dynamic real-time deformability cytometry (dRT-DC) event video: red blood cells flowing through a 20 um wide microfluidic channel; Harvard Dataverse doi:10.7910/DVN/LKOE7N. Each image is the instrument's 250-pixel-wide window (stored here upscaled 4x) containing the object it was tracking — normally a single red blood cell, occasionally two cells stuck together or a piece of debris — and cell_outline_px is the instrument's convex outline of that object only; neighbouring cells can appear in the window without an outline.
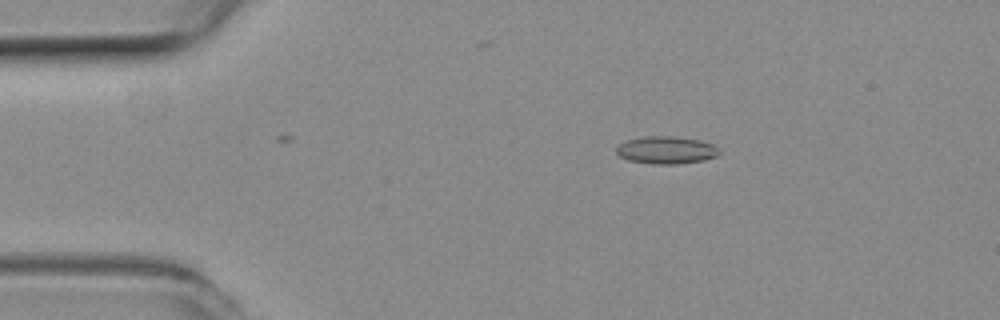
{"species": "common noctule bat (a hibernating species)", "species_latin": "Nyctalus noctula", "temperature_condition": "room temperature", "stored_images_in_passage": 6, "camera_frame_rate_fps": 3000, "um_per_image_px": 0.085, "animal": {"sex": "female", "body_mass_g": 19.3, "forearm_length_mm": 54.1}, "frame": {"image": 1, "passage_image": 5, "time_ms": 1.333, "image_size_px": [1000, 320], "cell_outline_px": [[720, 152], [716, 156], [704, 160], [680, 164], [652, 164], [628, 160], [620, 156], [616, 152], [616, 148], [620, 144], [628, 140], [644, 136], [672, 136], [700, 140], [712, 144], [720, 148]], "centroid_in_image_um": [56.65, 12.76], "position_along_channel_um": 28.3, "area_um2": 16.53}}